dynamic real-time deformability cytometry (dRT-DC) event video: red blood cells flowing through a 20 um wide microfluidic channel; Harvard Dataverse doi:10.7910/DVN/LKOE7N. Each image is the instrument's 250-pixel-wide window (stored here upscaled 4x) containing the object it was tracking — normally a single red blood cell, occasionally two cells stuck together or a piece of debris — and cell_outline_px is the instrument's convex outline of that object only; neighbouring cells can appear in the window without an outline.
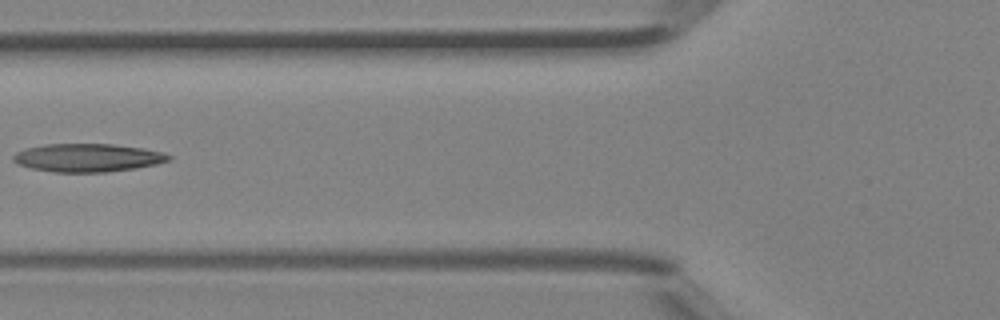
{"species": "Egyptian fruit bat (a non-hibernating species)", "species_latin": "Rousettus aegyptiacus", "temperature_condition": "room temperature", "stored_images_in_passage": 5, "camera_frame_rate_fps": 3000, "um_per_image_px": 0.085, "animal": {"sex": "female"}, "frame": {"image": 1, "passage_image": 5, "time_ms": 1.333, "image_size_px": [1000, 320], "cell_outline_px": [[172, 160], [156, 164], [136, 168], [108, 172], [52, 172], [32, 168], [20, 164], [12, 160], [12, 156], [16, 152], [24, 148], [44, 144], [116, 144], [144, 148], [164, 152], [172, 156]], "centroid_in_image_um": [7.48, 13.4], "position_along_channel_um": 118.3, "area_um2": 25.78}}